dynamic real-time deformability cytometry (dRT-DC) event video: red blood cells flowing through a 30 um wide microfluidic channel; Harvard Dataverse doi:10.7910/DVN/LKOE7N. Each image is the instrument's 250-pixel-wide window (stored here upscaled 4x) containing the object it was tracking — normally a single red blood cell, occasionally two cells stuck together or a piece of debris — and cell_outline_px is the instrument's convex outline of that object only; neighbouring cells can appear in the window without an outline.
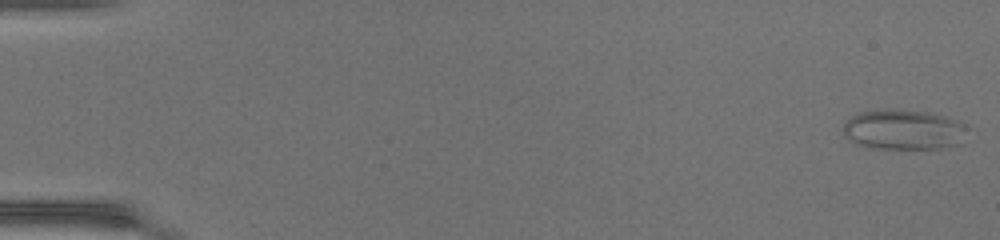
{"species": "common noctule bat (a hibernating species)", "species_latin": "Nyctalus noctula", "temperature_condition": "warm", "stored_images_in_passage": 48, "camera_frame_rate_fps": 3000, "um_per_image_px": 0.085, "animal": {"sex": "female", "body_mass_g": 17.0, "forearm_length_mm": 48.0}, "frame": {"image": 1, "passage_image": 1, "time_ms": 0.0, "image_size_px": [1000, 240], "cell_outline_px": [[968, 128], [956, 144], [940, 148], [872, 148], [856, 144], [848, 140], [844, 136], [844, 124], [852, 116], [860, 112], [896, 108], [928, 112], [960, 120]], "centroid_in_image_um": [76.77, 11.0], "position_along_channel_um": 8.2, "area_um2": 28.9}}
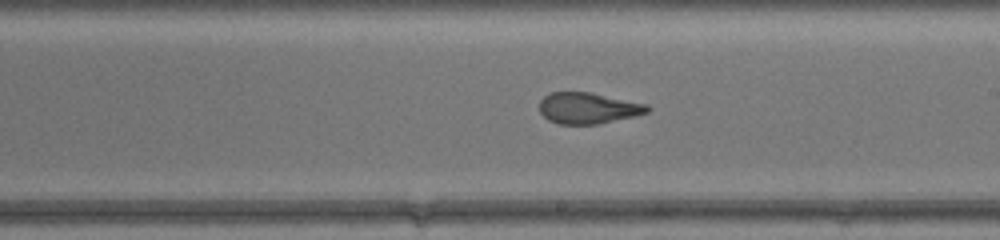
{"frame": {"image": 2, "passage_image": 29, "time_ms": 9.333, "image_size_px": [1000, 240], "cell_outline_px": [[652, 108], [648, 112], [632, 116], [596, 124], [560, 124], [548, 120], [540, 112], [540, 100], [544, 96], [552, 92], [592, 92], [648, 104]], "centroid_in_image_um": [49.99, 9.17], "position_along_channel_um": 239.0, "area_um2": 19.54}}
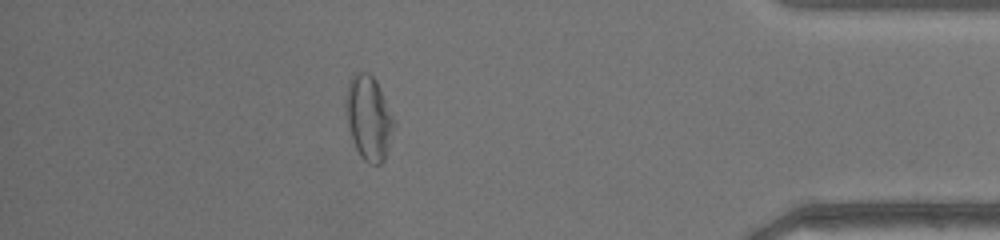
{"frame": {"image": 3, "passage_image": 43, "time_ms": 14.0, "image_size_px": [1000, 240], "cell_outline_px": [[396, 128], [384, 160], [380, 164], [372, 164], [364, 160], [360, 156], [352, 140], [348, 128], [344, 108], [344, 104], [348, 80], [356, 72], [368, 72], [376, 80], [396, 120]], "centroid_in_image_um": [31.35, 10.01], "position_along_channel_um": 403.9, "area_um2": 24.28}, "authors_computed_cell_mechanics": {"area_um2": 22.4842, "velocity_mm_per_s": 4.3539, "shape_relaxation_time_tau1_ms": null, "shape_relaxation_time_tau2_ms": 0.9892, "deformation_change_tau1": null, "deformation_change_tau2": 0.0862}}